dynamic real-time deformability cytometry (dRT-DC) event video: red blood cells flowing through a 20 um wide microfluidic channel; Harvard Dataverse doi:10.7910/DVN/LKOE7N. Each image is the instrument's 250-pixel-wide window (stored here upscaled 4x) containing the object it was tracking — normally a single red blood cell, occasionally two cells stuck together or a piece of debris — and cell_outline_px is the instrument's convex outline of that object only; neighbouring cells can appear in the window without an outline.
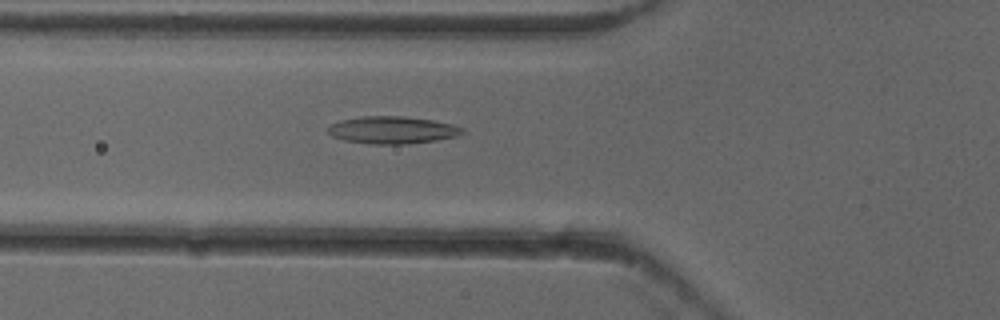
{"species": "common noctule bat (a hibernating species)", "species_latin": "Nyctalus noctula", "temperature_condition": "cold", "stored_images_in_passage": 39, "camera_frame_rate_fps": 3000, "um_per_image_px": 0.085, "animal": {"sex": "female"}, "frame": {"image": 1, "passage_image": 6, "time_ms": 1.667, "image_size_px": [1000, 320], "cell_outline_px": [[468, 132], [456, 136], [436, 140], [408, 144], [368, 144], [344, 140], [332, 136], [328, 132], [328, 124], [340, 120], [364, 116], [404, 116], [432, 120], [452, 124], [464, 128]], "centroid_in_image_um": [33.35, 11.05], "position_along_channel_um": 92.4, "area_um2": 21.62}}
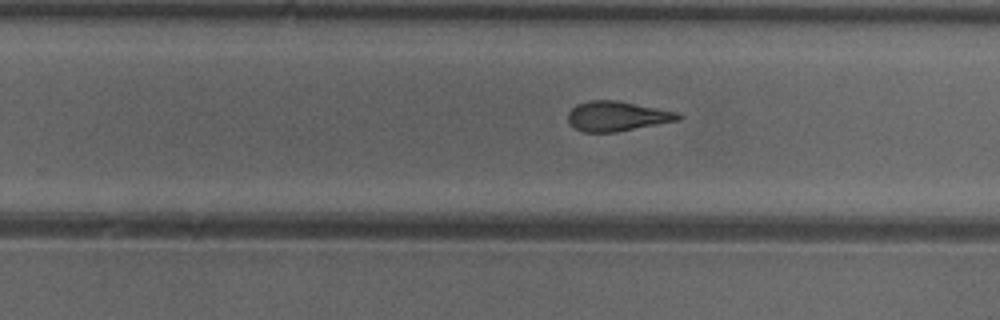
{"frame": {"image": 2, "passage_image": 20, "time_ms": 6.333, "image_size_px": [1000, 320], "cell_outline_px": [[684, 116], [680, 120], [616, 132], [580, 132], [572, 128], [568, 124], [568, 112], [576, 104], [588, 100], [616, 100], [676, 112]], "centroid_in_image_um": [52.39, 9.88], "position_along_channel_um": 277.4, "area_um2": 19.31}}
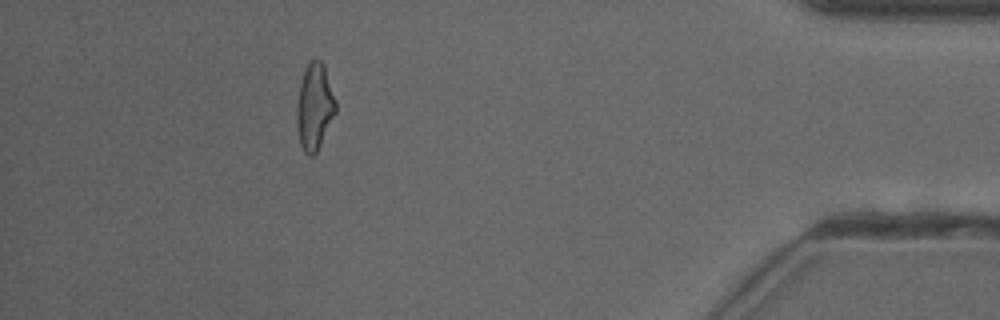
{"frame": {"image": 3, "passage_image": 34, "time_ms": 11.0, "image_size_px": [1000, 320], "cell_outline_px": [[336, 112], [316, 152], [312, 156], [308, 156], [304, 152], [300, 144], [296, 124], [296, 108], [300, 84], [304, 68], [308, 60], [312, 56], [316, 56], [324, 64], [336, 100]], "centroid_in_image_um": [26.72, 9.0], "position_along_channel_um": 408.5, "area_um2": 19.94}, "authors_computed_cell_mechanics": {"area_um2": 19.5364, "velocity_mm_per_s": 3.9517, "shape_relaxation_time_tau1_ms": null, "shape_relaxation_time_tau2_ms": 2.5582, "deformation_change_tau1": null, "deformation_change_tau2": 0.1228}}